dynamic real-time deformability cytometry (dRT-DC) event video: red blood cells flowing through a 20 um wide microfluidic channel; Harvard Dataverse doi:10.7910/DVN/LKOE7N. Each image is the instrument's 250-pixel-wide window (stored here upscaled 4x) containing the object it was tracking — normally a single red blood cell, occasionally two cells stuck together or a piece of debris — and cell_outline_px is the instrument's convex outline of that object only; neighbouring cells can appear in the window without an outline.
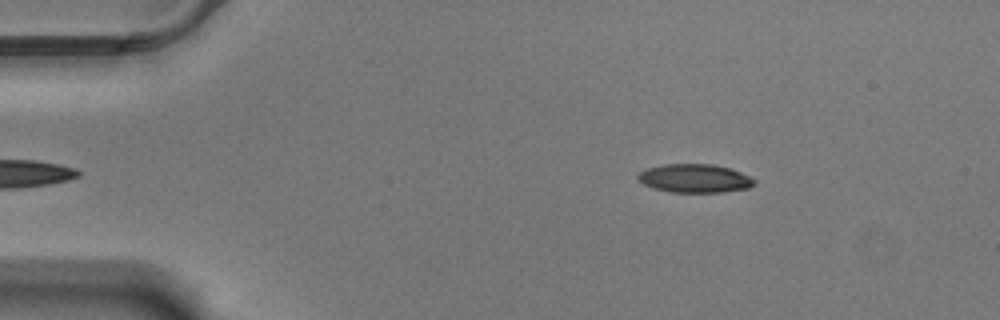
{"species": "Egyptian fruit bat (a non-hibernating species)", "species_latin": "Rousettus aegyptiacus", "temperature_condition": "warm", "stored_images_in_passage": 51, "camera_frame_rate_fps": 3000, "um_per_image_px": 0.085, "animal": {"sex": "male"}, "frame": {"image": 1, "passage_image": 2, "time_ms": 0.333, "image_size_px": [1000, 320], "cell_outline_px": [[756, 180], [748, 188], [724, 192], [668, 192], [652, 188], [636, 180], [636, 176], [640, 172], [648, 168], [664, 164], [716, 164], [732, 168]], "centroid_in_image_um": [59.02, 15.16], "position_along_channel_um": 26.0, "area_um2": 19.48}}
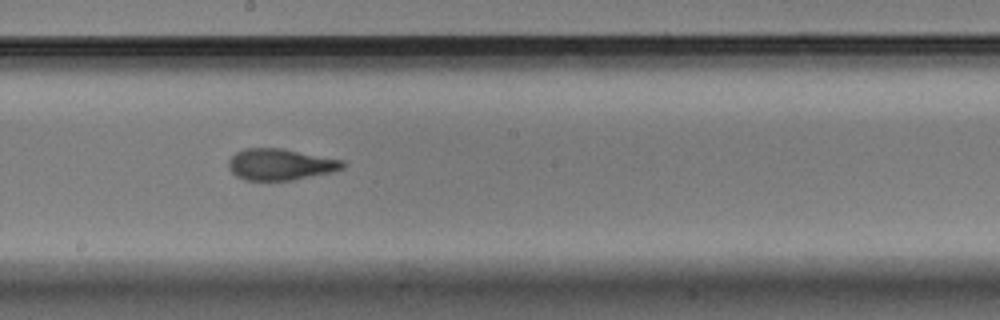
{"frame": {"image": 2, "passage_image": 25, "time_ms": 8.0, "image_size_px": [1000, 320], "cell_outline_px": [[344, 168], [332, 172], [292, 180], [244, 180], [236, 176], [228, 168], [228, 160], [236, 152], [244, 148], [284, 148], [344, 160]], "centroid_in_image_um": [23.82, 13.97], "position_along_channel_um": 224.4, "area_um2": 21.04}}
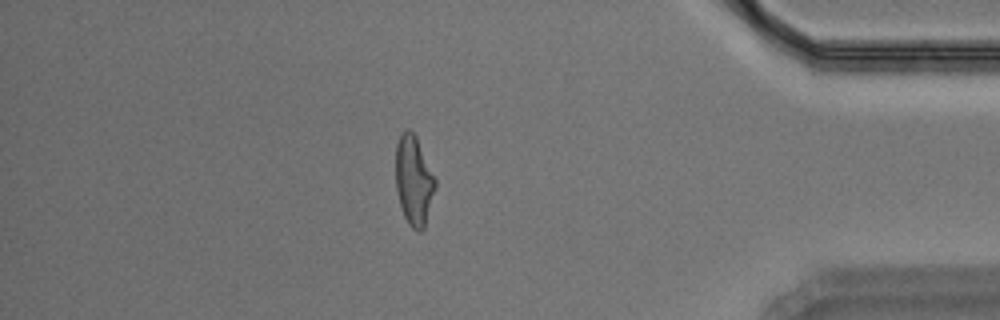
{"frame": {"image": 3, "passage_image": 43, "time_ms": 14.0, "image_size_px": [1000, 320], "cell_outline_px": [[436, 188], [424, 228], [420, 232], [416, 232], [408, 224], [404, 216], [400, 204], [396, 188], [396, 144], [404, 128], [408, 128], [416, 136], [436, 180]], "centroid_in_image_um": [35.17, 15.35], "position_along_channel_um": 400.0, "area_um2": 20.63}, "authors_computed_cell_mechanics": {"area_um2": 20.8658, "velocity_mm_per_s": 3.4982, "shape_relaxation_time_tau1_ms": 6.1543, "shape_relaxation_time_tau2_ms": 1.8342, "deformation_change_tau1": 0.2218, "deformation_change_tau2": 0.0967}}